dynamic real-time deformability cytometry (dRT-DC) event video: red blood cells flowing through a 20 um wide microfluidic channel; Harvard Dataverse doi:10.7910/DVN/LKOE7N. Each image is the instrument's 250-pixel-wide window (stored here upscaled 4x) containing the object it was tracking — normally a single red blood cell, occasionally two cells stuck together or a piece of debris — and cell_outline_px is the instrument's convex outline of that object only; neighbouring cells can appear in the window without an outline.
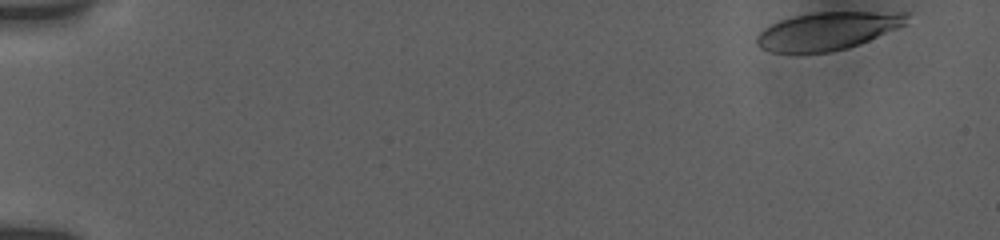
{"species": "human", "species_latin": "Homo sapiens", "temperature_condition": "room temperature", "stored_images_in_passage": 15, "camera_frame_rate_fps": 3000, "um_per_image_px": 0.085, "donor": {"sex": "female"}, "frame": {"image": 1, "passage_image": 1, "time_ms": 0.0, "image_size_px": [1000, 240], "cell_outline_px": [[912, 12], [908, 24], [848, 48], [828, 52], [772, 52], [760, 48], [756, 44], [756, 36], [764, 28], [780, 20], [792, 16], [812, 12]], "centroid_in_image_um": [70.38, 2.61], "position_along_channel_um": 14.6, "area_um2": 33.18}}
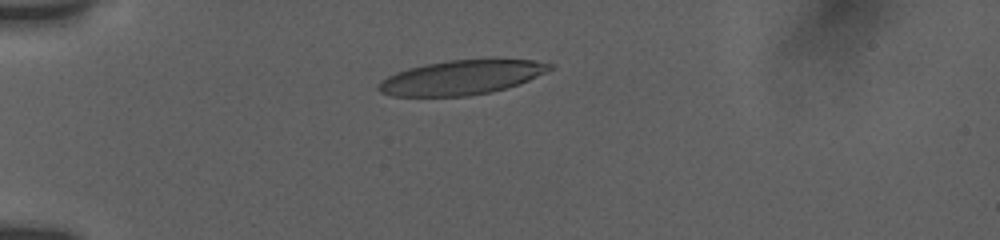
{"frame": {"image": 2, "passage_image": 10, "time_ms": 4.0, "image_size_px": [1000, 240], "cell_outline_px": [[556, 68], [528, 80], [492, 92], [468, 96], [392, 96], [380, 92], [376, 88], [380, 80], [396, 72], [408, 68], [424, 64], [448, 60], [532, 60], [552, 64]], "centroid_in_image_um": [39.18, 6.59], "position_along_channel_um": 45.8, "area_um2": 34.16}}
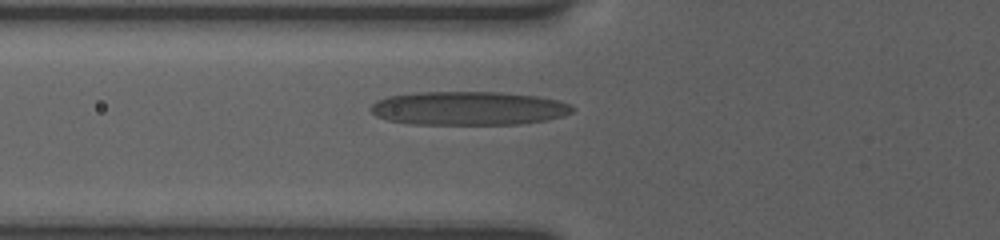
{"frame": {"image": 3, "passage_image": 15, "time_ms": 6.0, "image_size_px": [1000, 240], "cell_outline_px": [[576, 108], [572, 112], [564, 116], [548, 120], [520, 124], [412, 124], [388, 120], [376, 116], [368, 108], [376, 100], [388, 96], [416, 92], [500, 92], [536, 96], [560, 100], [572, 104]], "centroid_in_image_um": [39.86, 9.2], "position_along_channel_um": 85.9, "area_um2": 40.0}}